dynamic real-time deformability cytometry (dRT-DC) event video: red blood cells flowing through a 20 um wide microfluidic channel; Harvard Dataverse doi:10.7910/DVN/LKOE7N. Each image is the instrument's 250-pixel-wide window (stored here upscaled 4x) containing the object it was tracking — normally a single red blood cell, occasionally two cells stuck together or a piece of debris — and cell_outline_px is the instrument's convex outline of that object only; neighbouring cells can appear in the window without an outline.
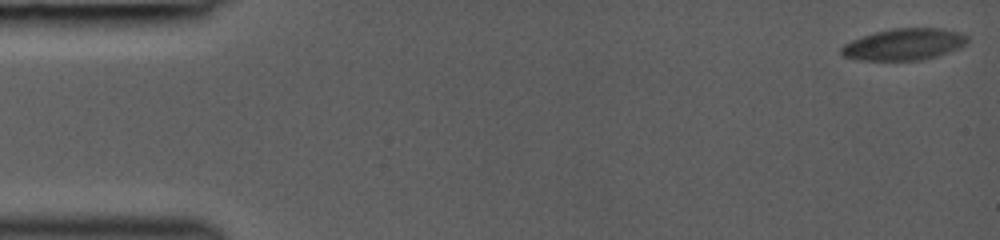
{"species": "common noctule bat (a hibernating species)", "species_latin": "Nyctalus noctula", "temperature_condition": "room temperature", "stored_images_in_passage": 29, "camera_frame_rate_fps": 3000, "um_per_image_px": 0.085, "animal": {"sex": "female", "body_mass_g": 19.0, "forearm_length_mm": 53.3}, "frame": {"image": 1, "passage_image": 1, "time_ms": 0.0, "image_size_px": [1000, 240], "cell_outline_px": [[968, 44], [960, 48], [924, 60], [860, 60], [840, 56], [840, 48], [844, 44], [852, 40], [876, 32], [892, 28], [940, 28], [960, 32], [968, 36]], "centroid_in_image_um": [76.86, 3.77], "position_along_channel_um": 8.1, "area_um2": 23.35}}
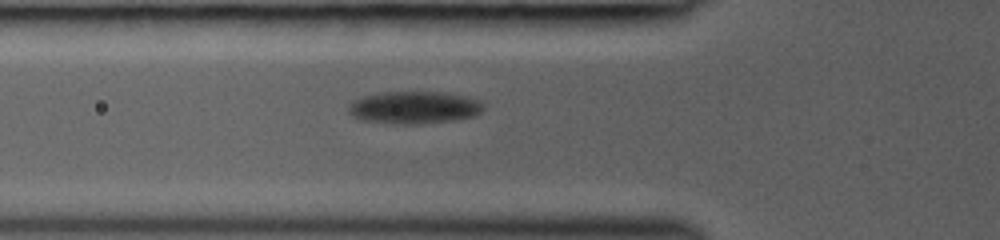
{"frame": {"image": 2, "passage_image": 19, "time_ms": 5.667, "image_size_px": [1000, 240], "cell_outline_px": [[484, 108], [476, 116], [452, 120], [420, 124], [392, 124], [360, 120], [352, 116], [348, 112], [348, 104], [352, 100], [364, 96], [384, 92], [440, 92], [480, 100], [484, 104]], "centroid_in_image_um": [35.16, 9.15], "position_along_channel_um": 90.6, "area_um2": 25.61}}
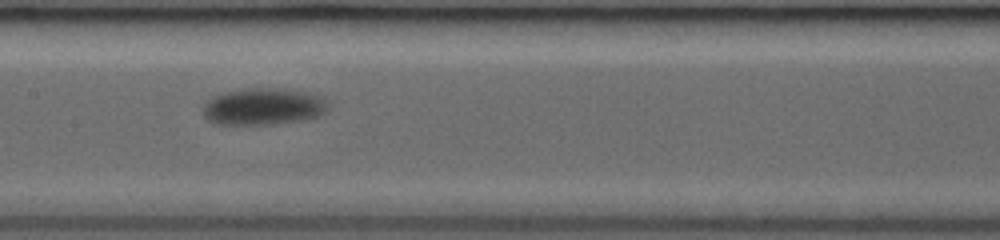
{"frame": {"image": 3, "passage_image": 28, "time_ms": 8.0, "image_size_px": [1000, 240], "cell_outline_px": [[328, 104], [324, 112], [320, 116], [304, 120], [276, 124], [212, 124], [204, 116], [204, 104], [212, 96], [220, 92], [248, 88], [276, 88], [308, 92], [324, 100]], "centroid_in_image_um": [22.33, 9.06], "position_along_channel_um": 185.1, "area_um2": 26.93}}